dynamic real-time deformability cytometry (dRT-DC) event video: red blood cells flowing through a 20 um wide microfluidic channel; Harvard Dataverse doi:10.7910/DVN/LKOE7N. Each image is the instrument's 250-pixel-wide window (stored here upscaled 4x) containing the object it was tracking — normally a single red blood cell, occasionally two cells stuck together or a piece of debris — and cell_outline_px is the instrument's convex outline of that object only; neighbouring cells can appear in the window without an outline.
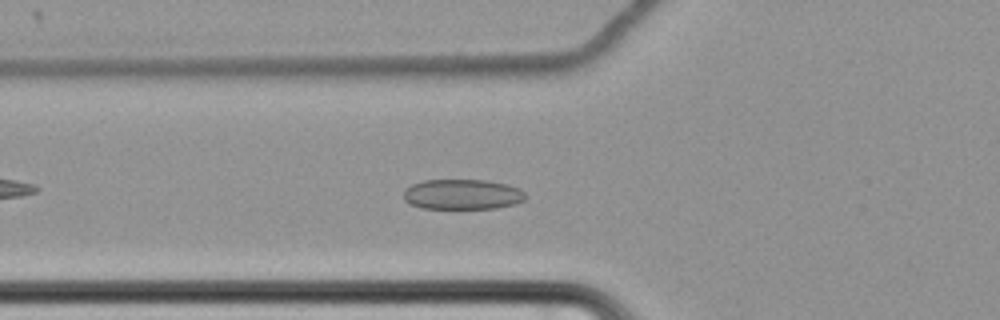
{"species": "common noctule bat (a hibernating species)", "species_latin": "Nyctalus noctula", "temperature_condition": "cold", "stored_images_in_passage": 48, "camera_frame_rate_fps": 3000, "um_per_image_px": 0.085, "animal": {"sex": "female", "body_mass_g": 22.7, "forearm_length_mm": 54.2}, "frame": {"image": 1, "passage_image": 10, "time_ms": 3.0, "image_size_px": [1000, 320], "cell_outline_px": [[528, 196], [524, 200], [516, 204], [496, 208], [420, 208], [408, 204], [404, 200], [404, 192], [412, 184], [424, 180], [488, 180], [508, 184], [520, 188]], "centroid_in_image_um": [39.34, 16.52], "position_along_channel_um": 86.5, "area_um2": 21.68}}
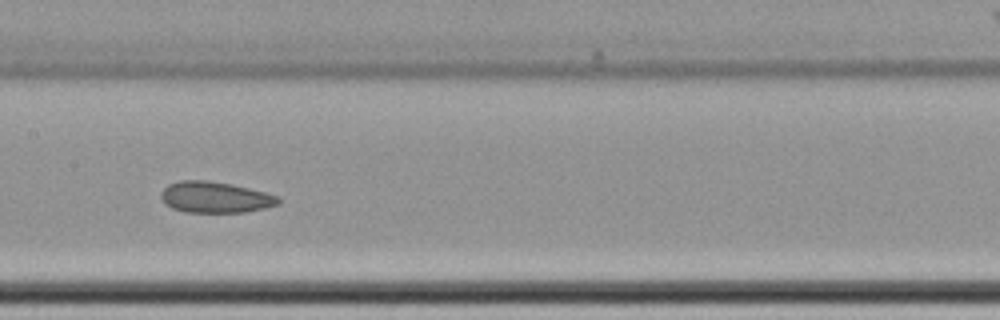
{"frame": {"image": 2, "passage_image": 19, "time_ms": 6.0, "image_size_px": [1000, 320], "cell_outline_px": [[280, 204], [264, 208], [244, 212], [184, 212], [172, 208], [164, 204], [160, 196], [160, 192], [168, 184], [180, 180], [208, 180], [232, 184], [264, 192], [276, 196], [280, 200]], "centroid_in_image_um": [18.24, 16.76], "position_along_channel_um": 189.2, "area_um2": 21.33}}
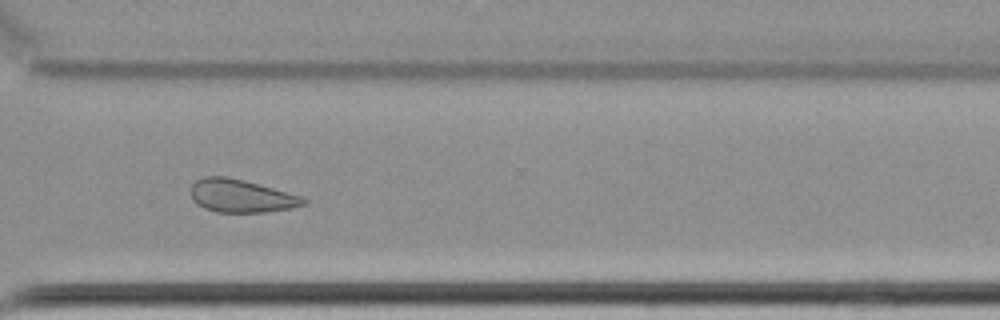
{"frame": {"image": 3, "passage_image": 33, "time_ms": 10.667, "image_size_px": [1000, 320], "cell_outline_px": [[308, 200], [304, 204], [292, 208], [264, 212], [216, 212], [204, 208], [196, 204], [192, 200], [192, 184], [196, 180], [204, 176], [228, 176], [244, 180], [304, 196]], "centroid_in_image_um": [20.51, 16.65], "position_along_channel_um": 350.1, "area_um2": 21.79}, "authors_computed_cell_mechanics": {"area_um2": 22.3108, "velocity_mm_per_s": 3.4337, "shape_relaxation_time_tau1_ms": null, "shape_relaxation_time_tau2_ms": 3.233, "deformation_change_tau1": null, "deformation_change_tau2": 0.0834}}